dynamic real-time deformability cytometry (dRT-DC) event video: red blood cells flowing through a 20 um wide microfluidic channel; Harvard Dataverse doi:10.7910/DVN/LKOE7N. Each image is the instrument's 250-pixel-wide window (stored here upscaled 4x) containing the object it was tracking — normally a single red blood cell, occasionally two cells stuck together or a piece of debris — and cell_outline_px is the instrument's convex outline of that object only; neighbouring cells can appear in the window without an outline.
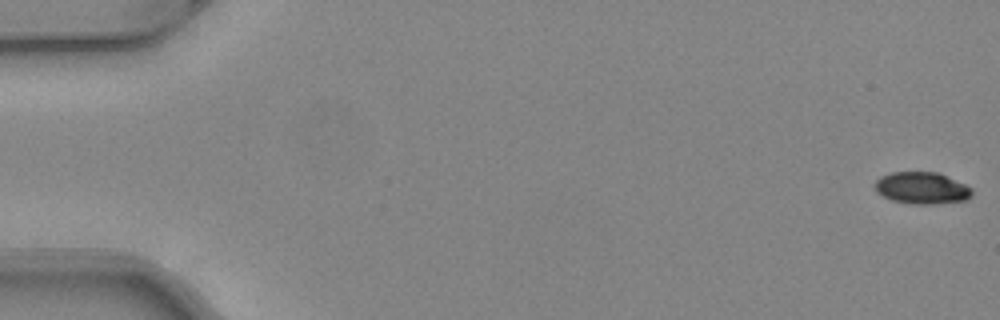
{"species": "common noctule bat (a hibernating species)", "species_latin": "Nyctalus noctula", "temperature_condition": "warm", "stored_images_in_passage": 51, "camera_frame_rate_fps": 3000, "um_per_image_px": 0.085, "animal": {"sex": "female", "body_mass_g": 24.6, "forearm_length_mm": 56.2}, "frame": {"image": 1, "passage_image": 1, "time_ms": 0.0, "image_size_px": [1000, 320], "cell_outline_px": [[972, 196], [968, 200], [932, 204], [912, 204], [892, 200], [876, 192], [876, 180], [880, 176], [892, 172], [936, 172], [964, 184], [972, 188]], "centroid_in_image_um": [78.36, 15.99], "position_along_channel_um": 6.6, "area_um2": 17.92}}
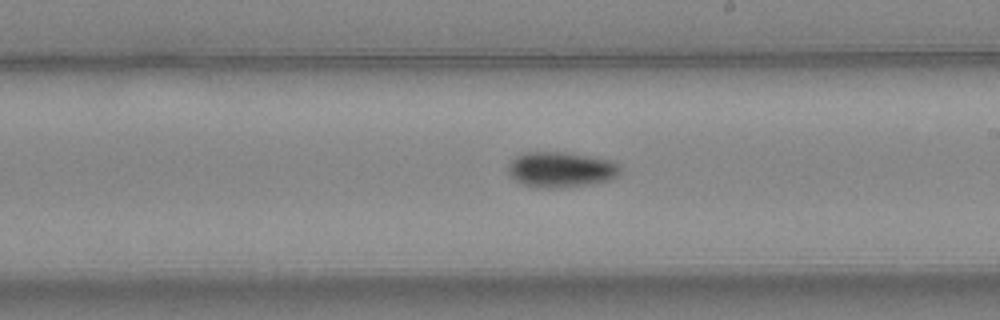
{"frame": {"image": 2, "passage_image": 30, "time_ms": 9.667, "image_size_px": [1000, 320], "cell_outline_px": [[620, 176], [596, 184], [564, 188], [536, 188], [520, 184], [508, 172], [508, 164], [516, 156], [524, 152], [564, 152], [612, 160], [620, 164]], "centroid_in_image_um": [47.71, 14.43], "position_along_channel_um": 241.3, "area_um2": 23.64}}
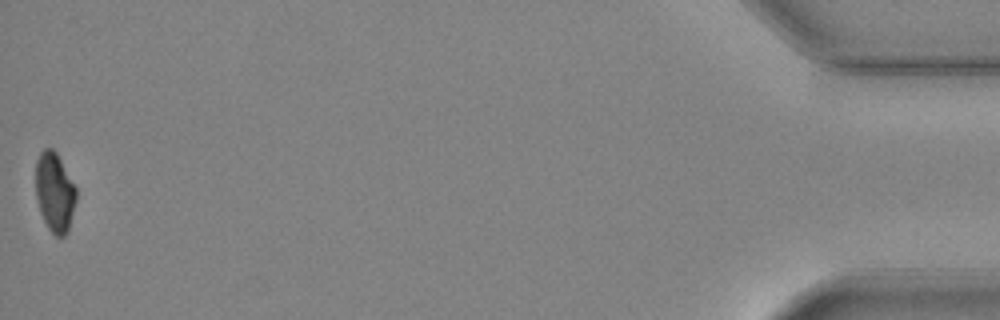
{"frame": {"image": 3, "passage_image": 51, "time_ms": 16.667, "image_size_px": [1000, 320], "cell_outline_px": [[76, 200], [68, 232], [64, 236], [56, 236], [48, 228], [40, 212], [36, 196], [36, 160], [40, 152], [44, 148], [52, 148], [56, 152], [76, 188]], "centroid_in_image_um": [4.64, 16.34], "position_along_channel_um": 430.6, "area_um2": 18.61}, "authors_computed_cell_mechanics": {"area_um2": 20.2878, "velocity_mm_per_s": 4.1134, "shape_relaxation_time_tau1_ms": 4.3619, "shape_relaxation_time_tau2_ms": null, "deformation_change_tau1": 0.1251, "deformation_change_tau2": null}}